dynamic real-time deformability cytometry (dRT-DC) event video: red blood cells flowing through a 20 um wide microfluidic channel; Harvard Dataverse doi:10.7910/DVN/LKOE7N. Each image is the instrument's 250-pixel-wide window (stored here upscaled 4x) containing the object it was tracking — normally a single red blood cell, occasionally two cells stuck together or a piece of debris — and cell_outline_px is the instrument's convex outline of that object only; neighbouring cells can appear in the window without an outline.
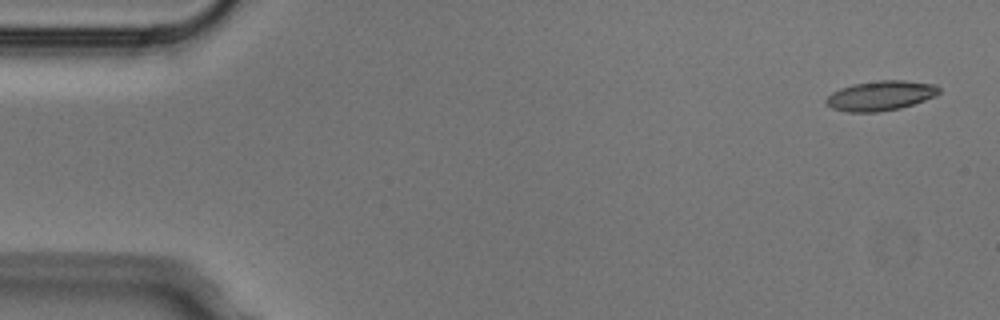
{"species": "Egyptian fruit bat (a non-hibernating species)", "species_latin": "Rousettus aegyptiacus", "temperature_condition": "cold", "stored_images_in_passage": 8, "segment_of_instrument_passage": [1, 2], "camera_frame_rate_fps": 3000, "um_per_image_px": 0.085, "animal": {"sex": "male"}, "frame": {"image": 1, "passage_image": 1, "time_ms": 0.0, "image_size_px": [1000, 320], "cell_outline_px": [[940, 92], [936, 96], [900, 108], [876, 112], [848, 112], [832, 108], [824, 100], [832, 92], [840, 88], [852, 84], [880, 80], [904, 80], [936, 84], [940, 88]], "centroid_in_image_um": [74.86, 8.12], "position_along_channel_um": 10.1, "area_um2": 19.59}}
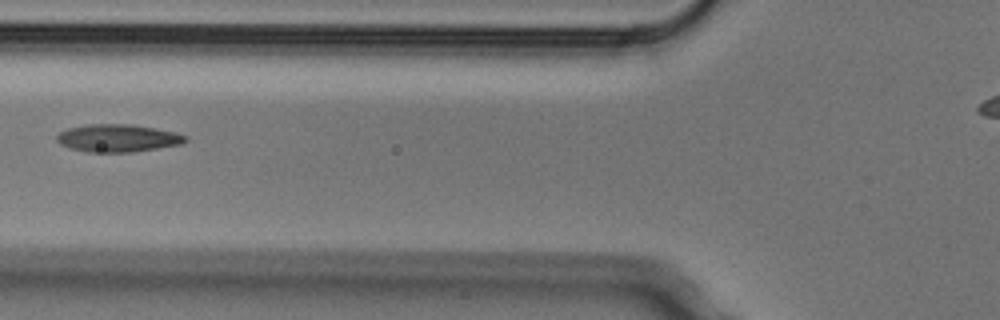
{"frame": {"image": 2, "passage_image": 6, "time_ms": 1.667, "image_size_px": [1000, 320], "cell_outline_px": [[188, 140], [180, 144], [132, 152], [88, 152], [72, 148], [60, 144], [56, 140], [56, 136], [60, 132], [68, 128], [88, 124], [128, 124], [176, 132], [188, 136]], "centroid_in_image_um": [10.0, 11.74], "position_along_channel_um": 115.8, "area_um2": 20.52}}
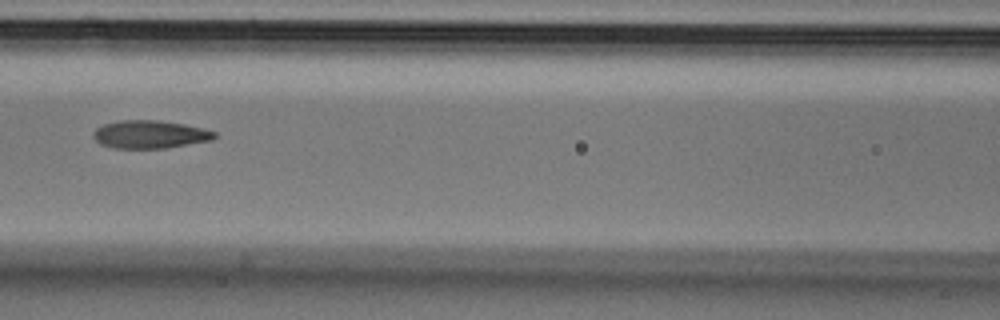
{"frame": {"image": 3, "passage_image": 7, "time_ms": 2.0, "image_size_px": [1000, 320], "cell_outline_px": [[216, 136], [212, 140], [164, 148], [112, 148], [100, 144], [92, 136], [92, 132], [96, 128], [104, 124], [120, 120], [160, 120], [184, 124], [216, 132]], "centroid_in_image_um": [12.7, 11.42], "position_along_channel_um": 153.9, "area_um2": 19.71}}